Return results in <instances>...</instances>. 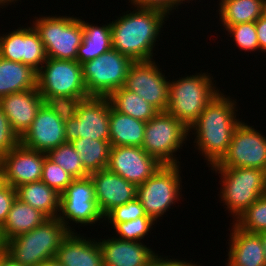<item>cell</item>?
<instances>
[{"mask_svg":"<svg viewBox=\"0 0 266 266\" xmlns=\"http://www.w3.org/2000/svg\"><path fill=\"white\" fill-rule=\"evenodd\" d=\"M230 97L221 91L188 128L195 137V150L202 153L208 167L218 164L227 154L234 129L241 122L237 118V102Z\"/></svg>","mask_w":266,"mask_h":266,"instance_id":"obj_1","label":"cell"},{"mask_svg":"<svg viewBox=\"0 0 266 266\" xmlns=\"http://www.w3.org/2000/svg\"><path fill=\"white\" fill-rule=\"evenodd\" d=\"M134 7L110 22L112 49L133 61L153 60V48L169 16L161 10Z\"/></svg>","mask_w":266,"mask_h":266,"instance_id":"obj_2","label":"cell"},{"mask_svg":"<svg viewBox=\"0 0 266 266\" xmlns=\"http://www.w3.org/2000/svg\"><path fill=\"white\" fill-rule=\"evenodd\" d=\"M211 75L199 72L169 81V101L166 111L187 128L198 119L206 105L221 92L216 83L214 84L216 80Z\"/></svg>","mask_w":266,"mask_h":266,"instance_id":"obj_3","label":"cell"},{"mask_svg":"<svg viewBox=\"0 0 266 266\" xmlns=\"http://www.w3.org/2000/svg\"><path fill=\"white\" fill-rule=\"evenodd\" d=\"M221 177L219 198L237 220L254 202L266 194V171L256 168H211Z\"/></svg>","mask_w":266,"mask_h":266,"instance_id":"obj_4","label":"cell"},{"mask_svg":"<svg viewBox=\"0 0 266 266\" xmlns=\"http://www.w3.org/2000/svg\"><path fill=\"white\" fill-rule=\"evenodd\" d=\"M70 231L58 218H49L35 229L7 241V253L23 266H36L55 258Z\"/></svg>","mask_w":266,"mask_h":266,"instance_id":"obj_5","label":"cell"},{"mask_svg":"<svg viewBox=\"0 0 266 266\" xmlns=\"http://www.w3.org/2000/svg\"><path fill=\"white\" fill-rule=\"evenodd\" d=\"M35 19L30 24L38 32L47 57L76 61L83 40L81 19L67 15H41Z\"/></svg>","mask_w":266,"mask_h":266,"instance_id":"obj_6","label":"cell"},{"mask_svg":"<svg viewBox=\"0 0 266 266\" xmlns=\"http://www.w3.org/2000/svg\"><path fill=\"white\" fill-rule=\"evenodd\" d=\"M187 136L189 130L181 121L167 111L158 112L145 124L142 149L162 165L180 164L175 156Z\"/></svg>","mask_w":266,"mask_h":266,"instance_id":"obj_7","label":"cell"},{"mask_svg":"<svg viewBox=\"0 0 266 266\" xmlns=\"http://www.w3.org/2000/svg\"><path fill=\"white\" fill-rule=\"evenodd\" d=\"M180 165H161L150 178L137 186L136 198L142 204L146 215L153 218L156 224L157 219L163 217L162 215L182 197Z\"/></svg>","mask_w":266,"mask_h":266,"instance_id":"obj_8","label":"cell"},{"mask_svg":"<svg viewBox=\"0 0 266 266\" xmlns=\"http://www.w3.org/2000/svg\"><path fill=\"white\" fill-rule=\"evenodd\" d=\"M134 61L111 49L82 64L83 80L89 97H108L124 86L129 68Z\"/></svg>","mask_w":266,"mask_h":266,"instance_id":"obj_9","label":"cell"},{"mask_svg":"<svg viewBox=\"0 0 266 266\" xmlns=\"http://www.w3.org/2000/svg\"><path fill=\"white\" fill-rule=\"evenodd\" d=\"M57 218L70 232L75 231L71 227L73 223L80 224L78 226H93L98 221L104 222V216L96 202L95 189L90 176L73 179L60 194Z\"/></svg>","mask_w":266,"mask_h":266,"instance_id":"obj_10","label":"cell"},{"mask_svg":"<svg viewBox=\"0 0 266 266\" xmlns=\"http://www.w3.org/2000/svg\"><path fill=\"white\" fill-rule=\"evenodd\" d=\"M37 89L44 100L61 95L89 97L83 80L82 64L74 60L47 57L37 71Z\"/></svg>","mask_w":266,"mask_h":266,"instance_id":"obj_11","label":"cell"},{"mask_svg":"<svg viewBox=\"0 0 266 266\" xmlns=\"http://www.w3.org/2000/svg\"><path fill=\"white\" fill-rule=\"evenodd\" d=\"M211 168H256L266 171V136L241 119L234 129L227 154Z\"/></svg>","mask_w":266,"mask_h":266,"instance_id":"obj_12","label":"cell"},{"mask_svg":"<svg viewBox=\"0 0 266 266\" xmlns=\"http://www.w3.org/2000/svg\"><path fill=\"white\" fill-rule=\"evenodd\" d=\"M155 61H134L123 87L137 93L158 112H164L168 108L170 80Z\"/></svg>","mask_w":266,"mask_h":266,"instance_id":"obj_13","label":"cell"},{"mask_svg":"<svg viewBox=\"0 0 266 266\" xmlns=\"http://www.w3.org/2000/svg\"><path fill=\"white\" fill-rule=\"evenodd\" d=\"M110 106L108 97L84 99L77 114L65 123L66 142L79 138L109 141Z\"/></svg>","mask_w":266,"mask_h":266,"instance_id":"obj_14","label":"cell"},{"mask_svg":"<svg viewBox=\"0 0 266 266\" xmlns=\"http://www.w3.org/2000/svg\"><path fill=\"white\" fill-rule=\"evenodd\" d=\"M23 27L0 35V56L29 65L38 71L47 60L44 44L32 25Z\"/></svg>","mask_w":266,"mask_h":266,"instance_id":"obj_15","label":"cell"},{"mask_svg":"<svg viewBox=\"0 0 266 266\" xmlns=\"http://www.w3.org/2000/svg\"><path fill=\"white\" fill-rule=\"evenodd\" d=\"M161 165L142 147L112 146L107 169L137 187L150 178Z\"/></svg>","mask_w":266,"mask_h":266,"instance_id":"obj_16","label":"cell"},{"mask_svg":"<svg viewBox=\"0 0 266 266\" xmlns=\"http://www.w3.org/2000/svg\"><path fill=\"white\" fill-rule=\"evenodd\" d=\"M46 153L19 144L0 158L5 183L16 188L22 184L40 181Z\"/></svg>","mask_w":266,"mask_h":266,"instance_id":"obj_17","label":"cell"},{"mask_svg":"<svg viewBox=\"0 0 266 266\" xmlns=\"http://www.w3.org/2000/svg\"><path fill=\"white\" fill-rule=\"evenodd\" d=\"M65 142V123L45 103L39 109L31 126L20 137L21 145L43 153Z\"/></svg>","mask_w":266,"mask_h":266,"instance_id":"obj_18","label":"cell"},{"mask_svg":"<svg viewBox=\"0 0 266 266\" xmlns=\"http://www.w3.org/2000/svg\"><path fill=\"white\" fill-rule=\"evenodd\" d=\"M99 210L105 216L113 208L136 198L137 187L107 168L89 174Z\"/></svg>","mask_w":266,"mask_h":266,"instance_id":"obj_19","label":"cell"},{"mask_svg":"<svg viewBox=\"0 0 266 266\" xmlns=\"http://www.w3.org/2000/svg\"><path fill=\"white\" fill-rule=\"evenodd\" d=\"M43 104L44 99L37 88L12 93L0 98V107L19 137L31 126Z\"/></svg>","mask_w":266,"mask_h":266,"instance_id":"obj_20","label":"cell"},{"mask_svg":"<svg viewBox=\"0 0 266 266\" xmlns=\"http://www.w3.org/2000/svg\"><path fill=\"white\" fill-rule=\"evenodd\" d=\"M98 243L104 266H144L156 254L143 242L122 240L114 236L104 240L100 238Z\"/></svg>","mask_w":266,"mask_h":266,"instance_id":"obj_21","label":"cell"},{"mask_svg":"<svg viewBox=\"0 0 266 266\" xmlns=\"http://www.w3.org/2000/svg\"><path fill=\"white\" fill-rule=\"evenodd\" d=\"M232 224L226 266H265L260 235L244 231L234 222Z\"/></svg>","mask_w":266,"mask_h":266,"instance_id":"obj_22","label":"cell"},{"mask_svg":"<svg viewBox=\"0 0 266 266\" xmlns=\"http://www.w3.org/2000/svg\"><path fill=\"white\" fill-rule=\"evenodd\" d=\"M80 234L70 232L61 243L55 258L63 266H104L98 240Z\"/></svg>","mask_w":266,"mask_h":266,"instance_id":"obj_23","label":"cell"},{"mask_svg":"<svg viewBox=\"0 0 266 266\" xmlns=\"http://www.w3.org/2000/svg\"><path fill=\"white\" fill-rule=\"evenodd\" d=\"M146 122L122 114L110 106L109 141L112 146L142 147Z\"/></svg>","mask_w":266,"mask_h":266,"instance_id":"obj_24","label":"cell"},{"mask_svg":"<svg viewBox=\"0 0 266 266\" xmlns=\"http://www.w3.org/2000/svg\"><path fill=\"white\" fill-rule=\"evenodd\" d=\"M37 88V71L31 66L0 56V98Z\"/></svg>","mask_w":266,"mask_h":266,"instance_id":"obj_25","label":"cell"},{"mask_svg":"<svg viewBox=\"0 0 266 266\" xmlns=\"http://www.w3.org/2000/svg\"><path fill=\"white\" fill-rule=\"evenodd\" d=\"M16 189V198L44 213L48 218H57L60 194L43 181L22 184Z\"/></svg>","mask_w":266,"mask_h":266,"instance_id":"obj_26","label":"cell"},{"mask_svg":"<svg viewBox=\"0 0 266 266\" xmlns=\"http://www.w3.org/2000/svg\"><path fill=\"white\" fill-rule=\"evenodd\" d=\"M47 219L49 218L44 213L16 198L2 225L3 234L8 241L35 229Z\"/></svg>","mask_w":266,"mask_h":266,"instance_id":"obj_27","label":"cell"},{"mask_svg":"<svg viewBox=\"0 0 266 266\" xmlns=\"http://www.w3.org/2000/svg\"><path fill=\"white\" fill-rule=\"evenodd\" d=\"M220 26L226 30L229 26L246 22H255L265 14L266 0H218Z\"/></svg>","mask_w":266,"mask_h":266,"instance_id":"obj_28","label":"cell"},{"mask_svg":"<svg viewBox=\"0 0 266 266\" xmlns=\"http://www.w3.org/2000/svg\"><path fill=\"white\" fill-rule=\"evenodd\" d=\"M83 27V40L78 48L76 61L80 64L91 61L101 54L112 49L111 26L94 25V23L85 22L81 19Z\"/></svg>","mask_w":266,"mask_h":266,"instance_id":"obj_29","label":"cell"},{"mask_svg":"<svg viewBox=\"0 0 266 266\" xmlns=\"http://www.w3.org/2000/svg\"><path fill=\"white\" fill-rule=\"evenodd\" d=\"M71 143L88 174L107 168L112 147L110 141L79 138Z\"/></svg>","mask_w":266,"mask_h":266,"instance_id":"obj_30","label":"cell"},{"mask_svg":"<svg viewBox=\"0 0 266 266\" xmlns=\"http://www.w3.org/2000/svg\"><path fill=\"white\" fill-rule=\"evenodd\" d=\"M108 98L111 106L116 111L144 122H148L158 113L150 103L146 102L137 93L124 87L113 91Z\"/></svg>","mask_w":266,"mask_h":266,"instance_id":"obj_31","label":"cell"},{"mask_svg":"<svg viewBox=\"0 0 266 266\" xmlns=\"http://www.w3.org/2000/svg\"><path fill=\"white\" fill-rule=\"evenodd\" d=\"M46 155L49 160L58 164L74 179L89 176L71 142L59 145L57 148L48 151Z\"/></svg>","mask_w":266,"mask_h":266,"instance_id":"obj_32","label":"cell"},{"mask_svg":"<svg viewBox=\"0 0 266 266\" xmlns=\"http://www.w3.org/2000/svg\"><path fill=\"white\" fill-rule=\"evenodd\" d=\"M234 223L247 232L266 231V194L254 202Z\"/></svg>","mask_w":266,"mask_h":266,"instance_id":"obj_33","label":"cell"},{"mask_svg":"<svg viewBox=\"0 0 266 266\" xmlns=\"http://www.w3.org/2000/svg\"><path fill=\"white\" fill-rule=\"evenodd\" d=\"M155 220L151 217H138L136 220L117 223L112 229L115 231L114 235L119 239L142 242L146 235L151 233Z\"/></svg>","mask_w":266,"mask_h":266,"instance_id":"obj_34","label":"cell"},{"mask_svg":"<svg viewBox=\"0 0 266 266\" xmlns=\"http://www.w3.org/2000/svg\"><path fill=\"white\" fill-rule=\"evenodd\" d=\"M225 31L228 32L233 42L241 51H259V43L255 22H246L229 26Z\"/></svg>","mask_w":266,"mask_h":266,"instance_id":"obj_35","label":"cell"},{"mask_svg":"<svg viewBox=\"0 0 266 266\" xmlns=\"http://www.w3.org/2000/svg\"><path fill=\"white\" fill-rule=\"evenodd\" d=\"M72 178L64 169L58 164L52 162L47 157L43 163V171L41 181H43L50 188L55 189L61 194L72 182Z\"/></svg>","mask_w":266,"mask_h":266,"instance_id":"obj_36","label":"cell"},{"mask_svg":"<svg viewBox=\"0 0 266 266\" xmlns=\"http://www.w3.org/2000/svg\"><path fill=\"white\" fill-rule=\"evenodd\" d=\"M89 97L55 96L46 98L44 103L62 120L63 123L71 120L78 111L79 105Z\"/></svg>","mask_w":266,"mask_h":266,"instance_id":"obj_37","label":"cell"},{"mask_svg":"<svg viewBox=\"0 0 266 266\" xmlns=\"http://www.w3.org/2000/svg\"><path fill=\"white\" fill-rule=\"evenodd\" d=\"M138 217H150L146 215L142 204L137 198L128 201L126 204L117 206L110 210L105 216L104 220L113 228L117 223L136 220Z\"/></svg>","mask_w":266,"mask_h":266,"instance_id":"obj_38","label":"cell"},{"mask_svg":"<svg viewBox=\"0 0 266 266\" xmlns=\"http://www.w3.org/2000/svg\"><path fill=\"white\" fill-rule=\"evenodd\" d=\"M20 144V137L12 129L9 119L0 107V158Z\"/></svg>","mask_w":266,"mask_h":266,"instance_id":"obj_39","label":"cell"},{"mask_svg":"<svg viewBox=\"0 0 266 266\" xmlns=\"http://www.w3.org/2000/svg\"><path fill=\"white\" fill-rule=\"evenodd\" d=\"M16 199V189L8 184L0 188V225L5 222L11 209L13 201Z\"/></svg>","mask_w":266,"mask_h":266,"instance_id":"obj_40","label":"cell"},{"mask_svg":"<svg viewBox=\"0 0 266 266\" xmlns=\"http://www.w3.org/2000/svg\"><path fill=\"white\" fill-rule=\"evenodd\" d=\"M132 6L140 8L157 9L171 15V11L175 9V0H130Z\"/></svg>","mask_w":266,"mask_h":266,"instance_id":"obj_41","label":"cell"},{"mask_svg":"<svg viewBox=\"0 0 266 266\" xmlns=\"http://www.w3.org/2000/svg\"><path fill=\"white\" fill-rule=\"evenodd\" d=\"M259 50L266 53V14L255 21Z\"/></svg>","mask_w":266,"mask_h":266,"instance_id":"obj_42","label":"cell"},{"mask_svg":"<svg viewBox=\"0 0 266 266\" xmlns=\"http://www.w3.org/2000/svg\"><path fill=\"white\" fill-rule=\"evenodd\" d=\"M185 261L176 259H168V256L162 257L156 253L144 266H181Z\"/></svg>","mask_w":266,"mask_h":266,"instance_id":"obj_43","label":"cell"},{"mask_svg":"<svg viewBox=\"0 0 266 266\" xmlns=\"http://www.w3.org/2000/svg\"><path fill=\"white\" fill-rule=\"evenodd\" d=\"M0 266H23L7 252L0 254Z\"/></svg>","mask_w":266,"mask_h":266,"instance_id":"obj_44","label":"cell"},{"mask_svg":"<svg viewBox=\"0 0 266 266\" xmlns=\"http://www.w3.org/2000/svg\"><path fill=\"white\" fill-rule=\"evenodd\" d=\"M7 252V240L3 234L2 226L0 225V254Z\"/></svg>","mask_w":266,"mask_h":266,"instance_id":"obj_45","label":"cell"},{"mask_svg":"<svg viewBox=\"0 0 266 266\" xmlns=\"http://www.w3.org/2000/svg\"><path fill=\"white\" fill-rule=\"evenodd\" d=\"M36 266H63V264H61L56 258H51L41 262Z\"/></svg>","mask_w":266,"mask_h":266,"instance_id":"obj_46","label":"cell"},{"mask_svg":"<svg viewBox=\"0 0 266 266\" xmlns=\"http://www.w3.org/2000/svg\"><path fill=\"white\" fill-rule=\"evenodd\" d=\"M260 235L261 241H262V247L264 250V255L266 259V231L258 233Z\"/></svg>","mask_w":266,"mask_h":266,"instance_id":"obj_47","label":"cell"},{"mask_svg":"<svg viewBox=\"0 0 266 266\" xmlns=\"http://www.w3.org/2000/svg\"><path fill=\"white\" fill-rule=\"evenodd\" d=\"M15 1V2H14ZM19 0H0V8H6V6L10 4V6L12 4H15L16 2H18Z\"/></svg>","mask_w":266,"mask_h":266,"instance_id":"obj_48","label":"cell"},{"mask_svg":"<svg viewBox=\"0 0 266 266\" xmlns=\"http://www.w3.org/2000/svg\"><path fill=\"white\" fill-rule=\"evenodd\" d=\"M184 1V2H183ZM190 1H194V0H175V10L176 9H179V5L181 6V4H184L185 2L186 3H190Z\"/></svg>","mask_w":266,"mask_h":266,"instance_id":"obj_49","label":"cell"},{"mask_svg":"<svg viewBox=\"0 0 266 266\" xmlns=\"http://www.w3.org/2000/svg\"><path fill=\"white\" fill-rule=\"evenodd\" d=\"M181 266H200L199 263L197 265V263L195 264L194 262L191 263V261H185Z\"/></svg>","mask_w":266,"mask_h":266,"instance_id":"obj_50","label":"cell"},{"mask_svg":"<svg viewBox=\"0 0 266 266\" xmlns=\"http://www.w3.org/2000/svg\"><path fill=\"white\" fill-rule=\"evenodd\" d=\"M5 184V180H4V177H3V173H2V170L0 168V188Z\"/></svg>","mask_w":266,"mask_h":266,"instance_id":"obj_51","label":"cell"}]
</instances>
